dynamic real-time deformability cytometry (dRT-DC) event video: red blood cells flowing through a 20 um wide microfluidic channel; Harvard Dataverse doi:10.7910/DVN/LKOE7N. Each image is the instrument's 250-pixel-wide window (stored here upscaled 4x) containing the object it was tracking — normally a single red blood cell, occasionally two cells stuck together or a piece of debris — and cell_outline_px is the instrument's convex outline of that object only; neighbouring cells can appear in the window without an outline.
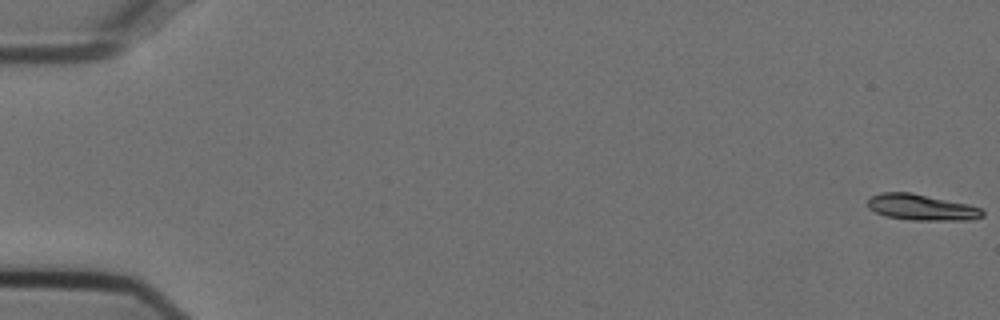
{"species": "Egyptian fruit bat (a non-hibernating species)", "species_latin": "Rousettus aegyptiacus", "temperature_condition": "cold", "stored_images_in_passage": 7, "camera_frame_rate_fps": 3000, "um_per_image_px": 0.085, "animal": {"sex": "female"}, "frame": {"image": 1, "passage_image": 1, "time_ms": 0.0, "image_size_px": [1000, 320], "cell_outline_px": [[984, 216], [968, 220], [912, 220], [884, 216], [868, 208], [868, 200], [872, 196], [880, 192], [912, 192], [968, 204], [980, 208], [984, 212]], "centroid_in_image_um": [78.32, 17.62], "position_along_channel_um": 6.7, "area_um2": 17.46}}